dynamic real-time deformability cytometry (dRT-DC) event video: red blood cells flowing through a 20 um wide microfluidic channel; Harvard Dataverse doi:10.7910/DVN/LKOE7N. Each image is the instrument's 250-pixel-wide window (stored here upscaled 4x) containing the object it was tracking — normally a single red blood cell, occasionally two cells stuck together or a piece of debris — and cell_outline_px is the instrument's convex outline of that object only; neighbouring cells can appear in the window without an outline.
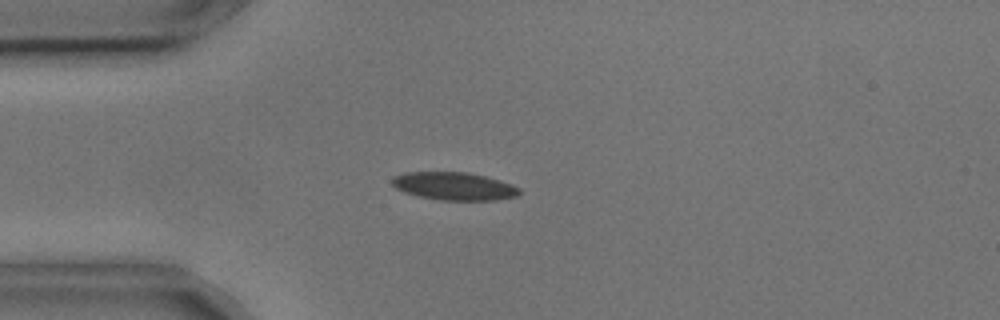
{"species": "common noctule bat (a hibernating species)", "species_latin": "Nyctalus noctula", "temperature_condition": "cold", "stored_images_in_passage": 4, "camera_frame_rate_fps": 3000, "um_per_image_px": 0.085, "animal": {"sex": "male", "body_mass_g": 17.9, "forearm_length_mm": 54.2}, "frame": {"image": 1, "passage_image": 4, "time_ms": 1.0, "image_size_px": [1000, 320], "cell_outline_px": [[520, 192], [516, 196], [496, 200], [440, 200], [420, 196], [404, 192], [396, 188], [392, 184], [392, 176], [408, 172], [468, 172], [500, 180], [512, 184], [520, 188]], "centroid_in_image_um": [38.6, 15.82], "position_along_channel_um": 46.4, "area_um2": 20.63}}